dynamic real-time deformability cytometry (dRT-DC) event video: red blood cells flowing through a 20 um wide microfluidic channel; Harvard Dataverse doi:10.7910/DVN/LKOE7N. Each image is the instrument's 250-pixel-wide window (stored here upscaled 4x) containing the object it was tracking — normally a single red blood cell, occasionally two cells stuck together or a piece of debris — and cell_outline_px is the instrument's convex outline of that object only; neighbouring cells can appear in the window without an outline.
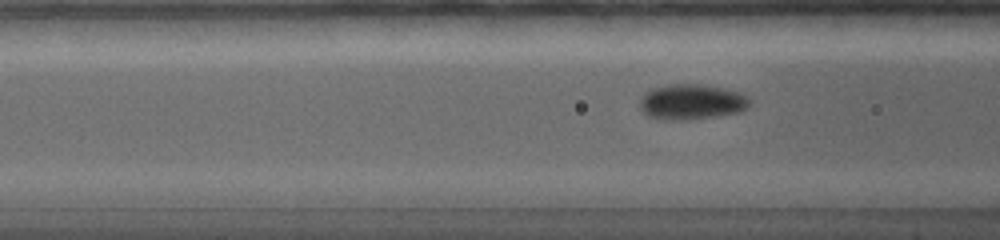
{"species": "common noctule bat (a hibernating species)", "species_latin": "Nyctalus noctula", "temperature_condition": "warm", "stored_images_in_passage": 20, "camera_frame_rate_fps": 5000, "um_per_image_px": 0.085, "animal": {"sex": "female", "body_mass_g": 19.0, "forearm_length_mm": 56.7}, "frame": {"image": 1, "passage_image": 15, "time_ms": 4.8, "image_size_px": [1000, 240], "cell_outline_px": [[748, 104], [740, 112], [720, 116], [688, 120], [660, 120], [648, 116], [640, 108], [640, 100], [652, 88], [668, 84], [700, 84], [720, 88], [736, 92], [744, 96], [748, 100]], "centroid_in_image_um": [58.72, 8.68], "position_along_channel_um": 107.9, "area_um2": 22.37}}
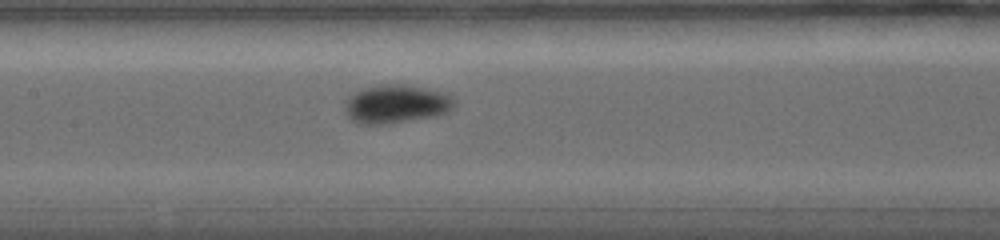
{"frame": {"image": 2, "passage_image": 20, "time_ms": 6.6, "image_size_px": [1000, 240], "cell_outline_px": [[456, 104], [448, 112], [432, 116], [388, 124], [360, 124], [352, 120], [348, 116], [344, 108], [348, 96], [352, 92], [364, 88], [380, 84], [404, 84], [424, 88], [440, 92], [452, 96]], "centroid_in_image_um": [33.63, 8.83], "position_along_channel_um": 173.8, "area_um2": 24.51}}